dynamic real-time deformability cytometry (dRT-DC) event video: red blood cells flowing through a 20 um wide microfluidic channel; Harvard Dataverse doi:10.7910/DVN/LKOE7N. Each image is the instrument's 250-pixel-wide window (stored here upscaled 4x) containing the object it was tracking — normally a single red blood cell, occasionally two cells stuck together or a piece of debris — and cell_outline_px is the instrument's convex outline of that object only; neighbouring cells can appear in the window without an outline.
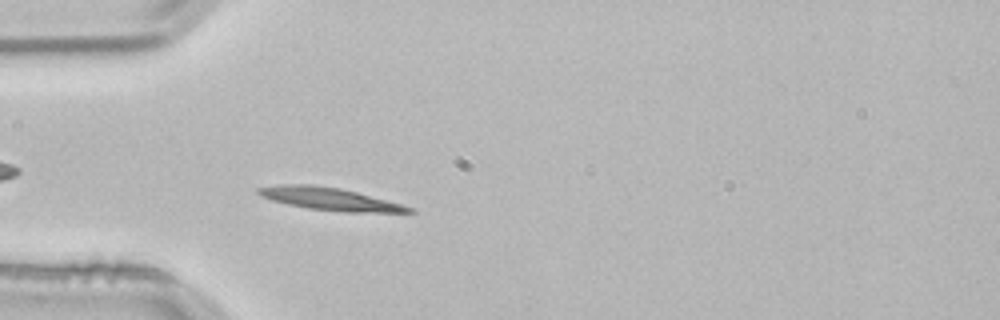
{"species": "common noctule bat (a hibernating species)", "species_latin": "Nyctalus noctula", "temperature_condition": "room temperature", "stored_images_in_passage": 51, "camera_frame_rate_fps": 3000, "um_per_image_px": 0.085, "animal": {"sex": "male", "body_mass_g": 21.5, "forearm_length_mm": 52.0}, "frame": {"image": 1, "passage_image": 13, "time_ms": 4.0, "image_size_px": [1000, 320], "cell_outline_px": [[416, 212], [344, 212], [308, 208], [288, 204], [272, 200], [260, 196], [256, 192], [256, 188], [284, 184], [312, 184], [340, 188], [404, 204], [412, 208]], "centroid_in_image_um": [28.02, 16.9], "position_along_channel_um": 57.0, "area_um2": 19.71}}
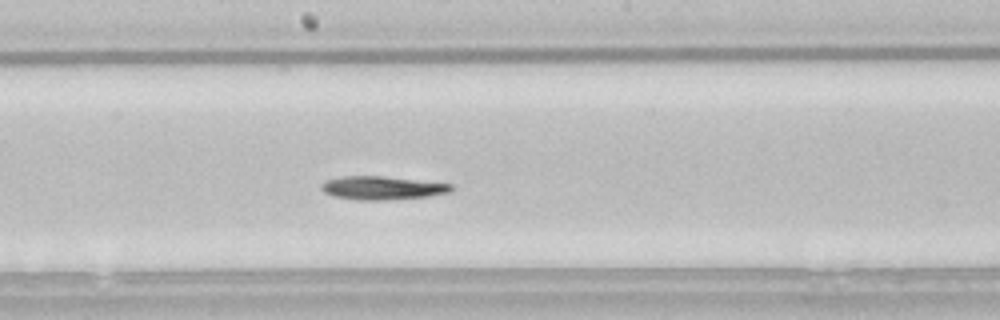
{"frame": {"image": 2, "passage_image": 26, "time_ms": 8.333, "image_size_px": [1000, 320], "cell_outline_px": [[452, 188], [448, 192], [428, 196], [384, 200], [360, 200], [336, 196], [324, 192], [320, 188], [320, 184], [324, 180], [340, 176], [380, 176], [452, 184]], "centroid_in_image_um": [32.41, 15.96], "position_along_channel_um": 215.8, "area_um2": 17.46}}
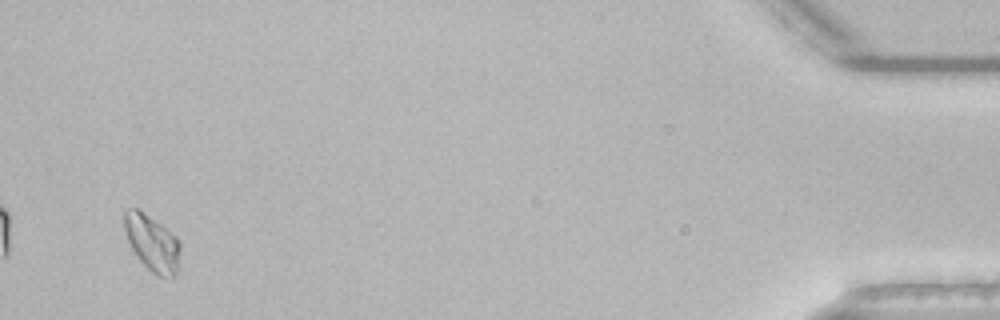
{"frame": {"image": 3, "passage_image": 49, "time_ms": 16.0, "image_size_px": [1000, 320], "cell_outline_px": [[180, 248], [176, 272], [172, 276], [160, 276], [152, 272], [140, 260], [132, 248], [128, 240], [124, 228], [124, 212], [128, 208], [136, 208], [160, 224], [176, 236], [180, 240]], "centroid_in_image_um": [12.93, 20.63], "position_along_channel_um": 422.3, "area_um2": 17.74}}